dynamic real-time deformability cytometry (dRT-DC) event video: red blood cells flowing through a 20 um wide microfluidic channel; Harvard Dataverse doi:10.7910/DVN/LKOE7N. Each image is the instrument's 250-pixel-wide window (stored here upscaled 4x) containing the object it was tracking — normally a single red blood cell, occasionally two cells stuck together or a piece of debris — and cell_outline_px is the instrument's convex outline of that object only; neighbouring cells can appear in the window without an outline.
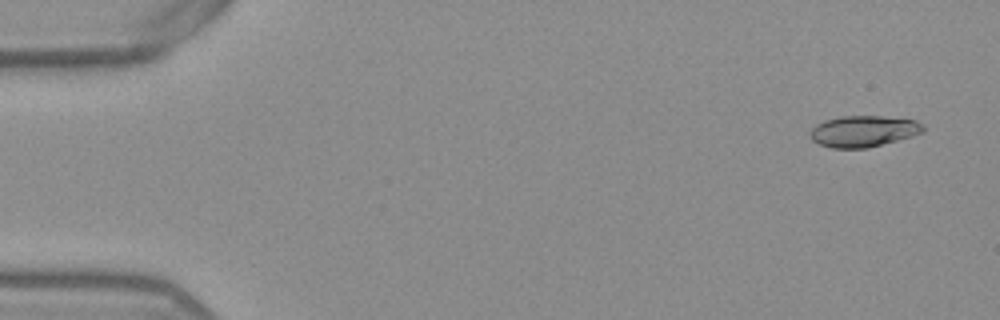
{"species": "Egyptian fruit bat (a non-hibernating species)", "species_latin": "Rousettus aegyptiacus", "temperature_condition": "warm", "stored_images_in_passage": 53, "camera_frame_rate_fps": 3000, "um_per_image_px": 0.085, "frame": {"image": 1, "passage_image": 3, "time_ms": 0.667, "image_size_px": [1000, 320], "cell_outline_px": [[924, 132], [912, 136], [868, 148], [832, 148], [820, 144], [812, 140], [808, 136], [808, 132], [816, 124], [824, 120], [840, 116], [880, 116], [916, 120], [924, 124]], "centroid_in_image_um": [73.37, 11.15], "position_along_channel_um": 11.6, "area_um2": 20.75}}
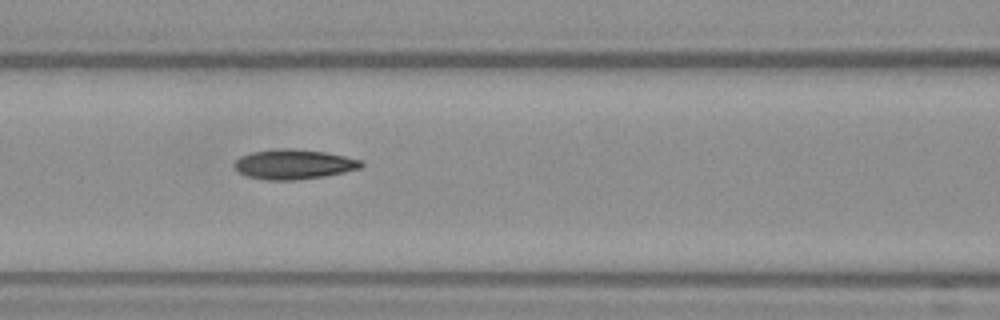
{"frame": {"image": 2, "passage_image": 23, "time_ms": 7.333, "image_size_px": [1000, 320], "cell_outline_px": [[364, 164], [360, 168], [344, 172], [324, 176], [296, 180], [268, 180], [248, 176], [240, 172], [232, 164], [240, 156], [252, 152], [276, 148], [292, 148], [324, 152], [364, 160]], "centroid_in_image_um": [24.98, 13.95], "position_along_channel_um": 141.6, "area_um2": 22.02}}
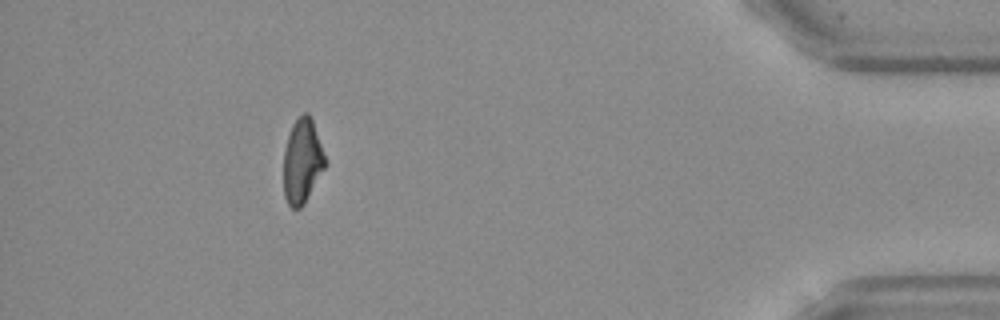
{"frame": {"image": 3, "passage_image": 48, "time_ms": 15.667, "image_size_px": [1000, 320], "cell_outline_px": [[328, 164], [304, 204], [300, 208], [292, 208], [288, 204], [284, 196], [284, 148], [292, 124], [304, 112], [308, 112], [312, 120], [328, 160]], "centroid_in_image_um": [25.72, 13.7], "position_along_channel_um": 409.5, "area_um2": 20.75}, "authors_computed_cell_mechanics": {"area_um2": 21.386, "velocity_mm_per_s": 3.875, "shape_relaxation_time_tau1_ms": 6.0962, "shape_relaxation_time_tau2_ms": 4.1142, "deformation_change_tau1": 0.1882, "deformation_change_tau2": 0.1071}}